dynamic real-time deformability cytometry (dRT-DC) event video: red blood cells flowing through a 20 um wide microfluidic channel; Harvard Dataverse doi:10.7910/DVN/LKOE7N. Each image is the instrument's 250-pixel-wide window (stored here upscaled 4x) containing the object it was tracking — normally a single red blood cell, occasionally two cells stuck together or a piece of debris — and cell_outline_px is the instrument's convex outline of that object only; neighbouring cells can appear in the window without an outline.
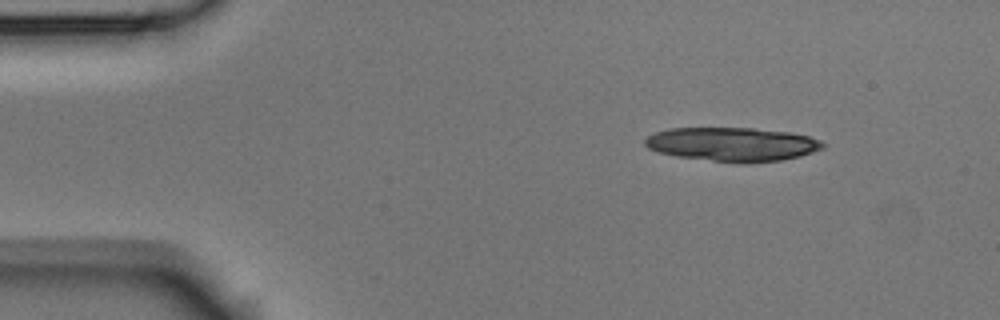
{"species": "Egyptian fruit bat (a non-hibernating species)", "species_latin": "Rousettus aegyptiacus", "temperature_condition": "room temperature", "stored_images_in_passage": 32, "camera_frame_rate_fps": 3000, "um_per_image_px": 0.085, "animal": {"sex": "male"}, "frame": {"image": 1, "passage_image": 1, "time_ms": 0.0, "image_size_px": [1000, 320], "cell_outline_px": [[828, 144], [824, 148], [800, 156], [780, 160], [740, 164], [676, 156], [656, 152], [648, 148], [644, 144], [644, 140], [648, 136], [656, 132], [672, 128], [752, 128], [788, 132], [808, 136], [820, 140]], "centroid_in_image_um": [62.25, 12.27], "position_along_channel_um": 22.7, "area_um2": 35.26}}
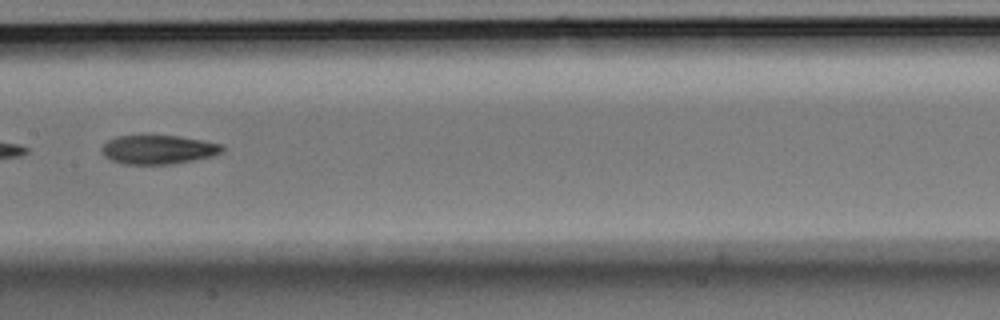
{"frame": {"image": 2, "passage_image": 21, "time_ms": 6.667, "image_size_px": [1000, 320], "cell_outline_px": [[224, 152], [212, 156], [172, 164], [124, 164], [112, 160], [104, 156], [100, 148], [108, 140], [116, 136], [144, 132], [148, 132], [176, 136], [224, 144]], "centroid_in_image_um": [13.41, 12.66], "position_along_channel_um": 194.0, "area_um2": 21.15}}
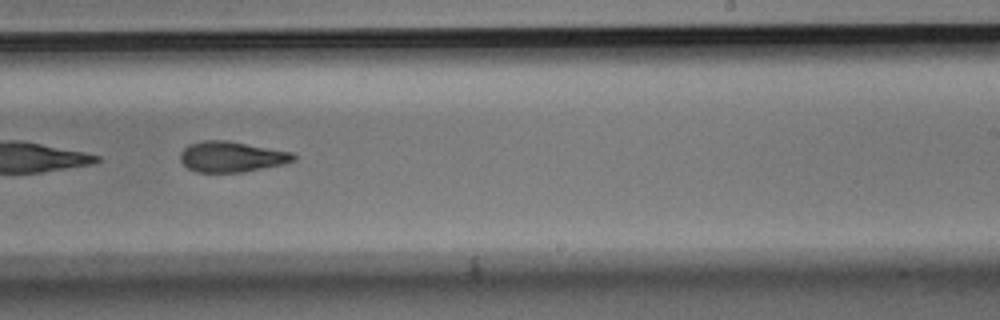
{"frame": {"image": 3, "passage_image": 27, "time_ms": 8.667, "image_size_px": [1000, 320], "cell_outline_px": [[296, 160], [284, 164], [244, 172], [196, 172], [188, 168], [180, 160], [180, 152], [188, 144], [204, 140], [228, 140], [292, 152], [296, 156]], "centroid_in_image_um": [19.69, 13.32], "position_along_channel_um": 269.3, "area_um2": 20.35}}